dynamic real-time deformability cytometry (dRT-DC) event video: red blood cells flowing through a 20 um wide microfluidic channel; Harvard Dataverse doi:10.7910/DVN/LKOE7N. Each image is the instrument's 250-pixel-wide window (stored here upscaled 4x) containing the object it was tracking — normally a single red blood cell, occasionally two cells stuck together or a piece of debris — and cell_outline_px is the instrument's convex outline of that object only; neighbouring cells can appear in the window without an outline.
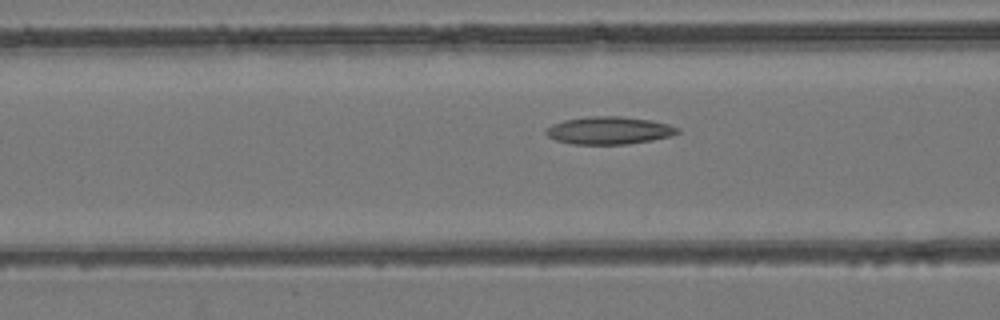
{"species": "common noctule bat (a hibernating species)", "species_latin": "Nyctalus noctula", "temperature_condition": "room temperature", "stored_images_in_passage": 39, "camera_frame_rate_fps": 3000, "um_per_image_px": 0.085, "animal": {"sex": "female", "body_mass_g": 24.6, "forearm_length_mm": 56.2}, "frame": {"image": 1, "passage_image": 7, "time_ms": 2.0, "image_size_px": [1000, 320], "cell_outline_px": [[680, 132], [672, 136], [652, 140], [628, 144], [572, 144], [556, 140], [548, 136], [544, 132], [544, 128], [552, 124], [564, 120], [588, 116], [620, 116], [652, 120], [668, 124], [680, 128]], "centroid_in_image_um": [51.77, 11.08], "position_along_channel_um": 114.8, "area_um2": 21.39}}
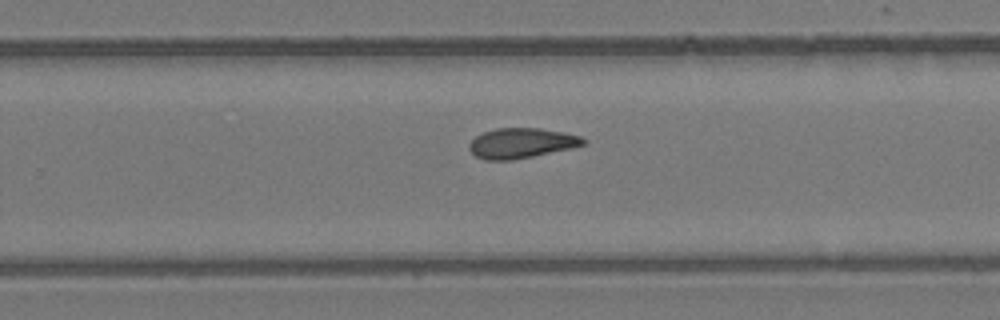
{"frame": {"image": 2, "passage_image": 20, "time_ms": 6.333, "image_size_px": [1000, 320], "cell_outline_px": [[588, 140], [584, 144], [572, 148], [512, 160], [484, 160], [476, 156], [468, 148], [468, 144], [476, 136], [484, 132], [496, 128], [540, 128], [564, 132], [580, 136]], "centroid_in_image_um": [44.32, 12.16], "position_along_channel_um": 285.5, "area_um2": 20.0}}
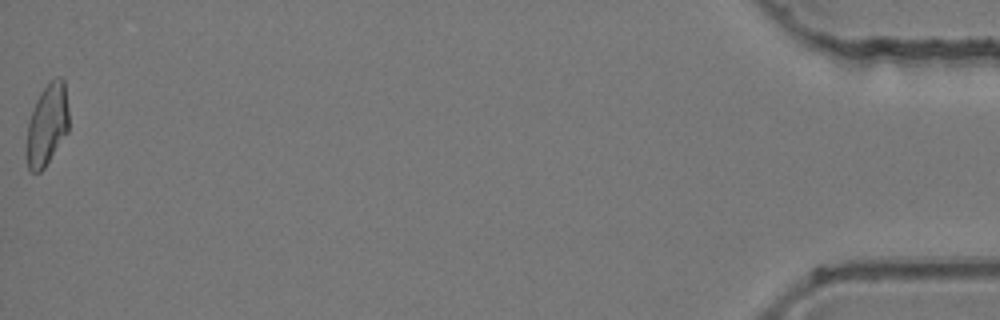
{"frame": {"image": 3, "passage_image": 39, "time_ms": 12.667, "image_size_px": [1000, 320], "cell_outline_px": [[68, 132], [44, 168], [40, 172], [32, 172], [28, 168], [24, 152], [28, 124], [36, 100], [40, 92], [52, 80], [60, 76], [64, 80], [68, 108]], "centroid_in_image_um": [3.98, 10.65], "position_along_channel_um": 431.2, "area_um2": 20.23}}